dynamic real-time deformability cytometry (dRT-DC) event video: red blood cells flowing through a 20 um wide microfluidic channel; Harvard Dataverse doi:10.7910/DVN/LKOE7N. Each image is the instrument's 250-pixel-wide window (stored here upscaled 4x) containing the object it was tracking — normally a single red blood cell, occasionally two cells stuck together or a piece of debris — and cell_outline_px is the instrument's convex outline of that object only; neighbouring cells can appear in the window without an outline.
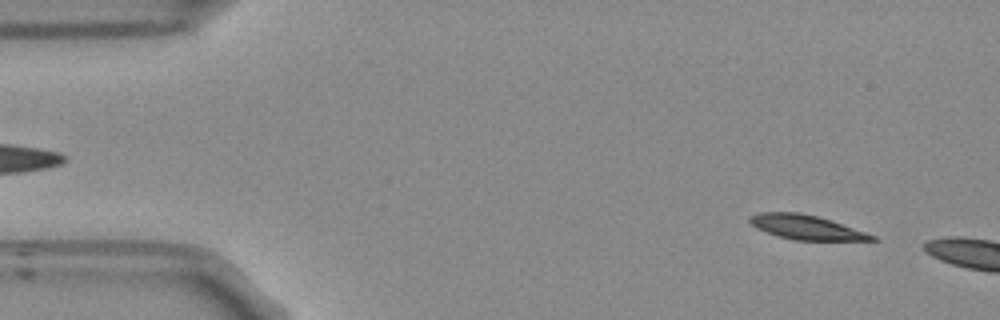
{"species": "Egyptian fruit bat (a non-hibernating species)", "species_latin": "Rousettus aegyptiacus", "temperature_condition": "room temperature", "stored_images_in_passage": 8, "camera_frame_rate_fps": 3000, "um_per_image_px": 0.085, "frame": {"image": 1, "passage_image": 4, "time_ms": 1.0, "image_size_px": [1000, 320], "cell_outline_px": [[876, 240], [796, 240], [780, 236], [756, 228], [748, 220], [748, 216], [760, 212], [800, 212], [832, 220], [876, 236]], "centroid_in_image_um": [68.5, 19.3], "position_along_channel_um": 16.5, "area_um2": 17.17}}